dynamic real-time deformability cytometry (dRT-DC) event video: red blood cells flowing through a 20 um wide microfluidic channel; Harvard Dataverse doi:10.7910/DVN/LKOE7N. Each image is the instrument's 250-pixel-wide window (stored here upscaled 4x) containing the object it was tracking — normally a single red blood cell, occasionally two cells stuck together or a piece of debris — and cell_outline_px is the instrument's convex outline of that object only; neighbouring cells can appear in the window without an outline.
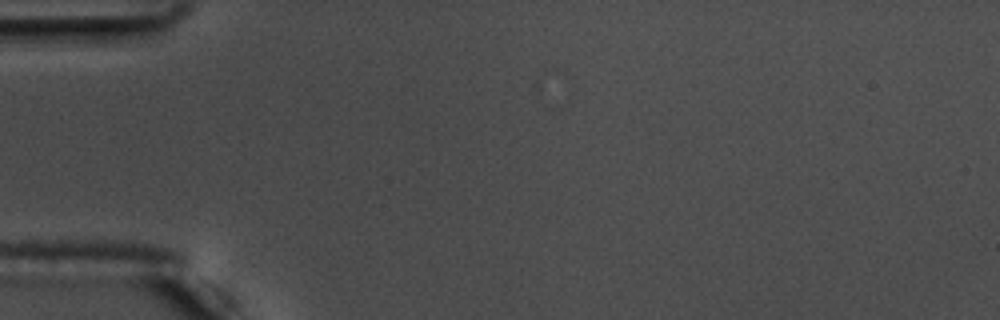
{"species": "common noctule bat (a hibernating species)", "species_latin": "Nyctalus noctula", "temperature_condition": "warm", "stored_images_in_passage": 4, "camera_frame_rate_fps": 3000, "um_per_image_px": 0.085, "animal": {"sex": "male", "body_mass_g": 17.5, "forearm_length_mm": 52.3}, "frame": {"image": 1, "passage_image": 1, "time_ms": 0.0, "image_size_px": [1000, 320], "cell_outline_px": [[160, 24], [132, 48], [20, 48], [24, 28], [152, 24]], "centroid_in_image_um": [7.32, 3.11], "position_along_channel_um": 77.7, "area_um2": 19.59}}